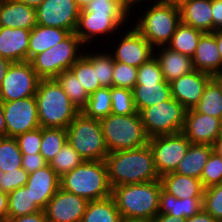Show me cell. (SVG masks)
<instances>
[{
	"label": "cell",
	"mask_w": 222,
	"mask_h": 222,
	"mask_svg": "<svg viewBox=\"0 0 222 222\" xmlns=\"http://www.w3.org/2000/svg\"><path fill=\"white\" fill-rule=\"evenodd\" d=\"M111 187L160 180L151 148L145 146L114 151L105 158Z\"/></svg>",
	"instance_id": "1"
},
{
	"label": "cell",
	"mask_w": 222,
	"mask_h": 222,
	"mask_svg": "<svg viewBox=\"0 0 222 222\" xmlns=\"http://www.w3.org/2000/svg\"><path fill=\"white\" fill-rule=\"evenodd\" d=\"M160 180L126 184L112 188L122 218L151 221L159 213Z\"/></svg>",
	"instance_id": "2"
},
{
	"label": "cell",
	"mask_w": 222,
	"mask_h": 222,
	"mask_svg": "<svg viewBox=\"0 0 222 222\" xmlns=\"http://www.w3.org/2000/svg\"><path fill=\"white\" fill-rule=\"evenodd\" d=\"M41 128H64L81 112L55 79H40L35 94Z\"/></svg>",
	"instance_id": "3"
},
{
	"label": "cell",
	"mask_w": 222,
	"mask_h": 222,
	"mask_svg": "<svg viewBox=\"0 0 222 222\" xmlns=\"http://www.w3.org/2000/svg\"><path fill=\"white\" fill-rule=\"evenodd\" d=\"M60 188L88 201L111 196L112 187L105 161H84L60 178Z\"/></svg>",
	"instance_id": "4"
},
{
	"label": "cell",
	"mask_w": 222,
	"mask_h": 222,
	"mask_svg": "<svg viewBox=\"0 0 222 222\" xmlns=\"http://www.w3.org/2000/svg\"><path fill=\"white\" fill-rule=\"evenodd\" d=\"M102 133L109 153L145 146L149 137L140 114H110L100 120Z\"/></svg>",
	"instance_id": "5"
},
{
	"label": "cell",
	"mask_w": 222,
	"mask_h": 222,
	"mask_svg": "<svg viewBox=\"0 0 222 222\" xmlns=\"http://www.w3.org/2000/svg\"><path fill=\"white\" fill-rule=\"evenodd\" d=\"M144 13L134 28L154 48L166 46L181 23L179 8L158 0Z\"/></svg>",
	"instance_id": "6"
},
{
	"label": "cell",
	"mask_w": 222,
	"mask_h": 222,
	"mask_svg": "<svg viewBox=\"0 0 222 222\" xmlns=\"http://www.w3.org/2000/svg\"><path fill=\"white\" fill-rule=\"evenodd\" d=\"M67 141L84 161H105L106 147L100 120L80 112L67 127Z\"/></svg>",
	"instance_id": "7"
},
{
	"label": "cell",
	"mask_w": 222,
	"mask_h": 222,
	"mask_svg": "<svg viewBox=\"0 0 222 222\" xmlns=\"http://www.w3.org/2000/svg\"><path fill=\"white\" fill-rule=\"evenodd\" d=\"M81 45L82 41L72 32L66 39L34 56L29 62L40 79H54L62 72L70 70L83 55L78 53Z\"/></svg>",
	"instance_id": "8"
},
{
	"label": "cell",
	"mask_w": 222,
	"mask_h": 222,
	"mask_svg": "<svg viewBox=\"0 0 222 222\" xmlns=\"http://www.w3.org/2000/svg\"><path fill=\"white\" fill-rule=\"evenodd\" d=\"M186 108L176 99L149 106L139 114L149 138L182 132Z\"/></svg>",
	"instance_id": "9"
},
{
	"label": "cell",
	"mask_w": 222,
	"mask_h": 222,
	"mask_svg": "<svg viewBox=\"0 0 222 222\" xmlns=\"http://www.w3.org/2000/svg\"><path fill=\"white\" fill-rule=\"evenodd\" d=\"M148 145L153 154L156 171L161 177L176 171L191 142L182 132H178L149 138Z\"/></svg>",
	"instance_id": "10"
},
{
	"label": "cell",
	"mask_w": 222,
	"mask_h": 222,
	"mask_svg": "<svg viewBox=\"0 0 222 222\" xmlns=\"http://www.w3.org/2000/svg\"><path fill=\"white\" fill-rule=\"evenodd\" d=\"M40 78L29 61L13 62L0 84L3 102L35 97Z\"/></svg>",
	"instance_id": "11"
},
{
	"label": "cell",
	"mask_w": 222,
	"mask_h": 222,
	"mask_svg": "<svg viewBox=\"0 0 222 222\" xmlns=\"http://www.w3.org/2000/svg\"><path fill=\"white\" fill-rule=\"evenodd\" d=\"M6 137L16 138L40 128L35 97L3 102Z\"/></svg>",
	"instance_id": "12"
},
{
	"label": "cell",
	"mask_w": 222,
	"mask_h": 222,
	"mask_svg": "<svg viewBox=\"0 0 222 222\" xmlns=\"http://www.w3.org/2000/svg\"><path fill=\"white\" fill-rule=\"evenodd\" d=\"M80 9L74 0H44L36 8L37 25L75 32Z\"/></svg>",
	"instance_id": "13"
},
{
	"label": "cell",
	"mask_w": 222,
	"mask_h": 222,
	"mask_svg": "<svg viewBox=\"0 0 222 222\" xmlns=\"http://www.w3.org/2000/svg\"><path fill=\"white\" fill-rule=\"evenodd\" d=\"M88 202L59 188L43 211L48 222H81Z\"/></svg>",
	"instance_id": "14"
},
{
	"label": "cell",
	"mask_w": 222,
	"mask_h": 222,
	"mask_svg": "<svg viewBox=\"0 0 222 222\" xmlns=\"http://www.w3.org/2000/svg\"><path fill=\"white\" fill-rule=\"evenodd\" d=\"M182 133L192 144L213 146L220 137V118L187 109Z\"/></svg>",
	"instance_id": "15"
},
{
	"label": "cell",
	"mask_w": 222,
	"mask_h": 222,
	"mask_svg": "<svg viewBox=\"0 0 222 222\" xmlns=\"http://www.w3.org/2000/svg\"><path fill=\"white\" fill-rule=\"evenodd\" d=\"M115 50L114 61L137 68L154 57V47L134 27L128 30Z\"/></svg>",
	"instance_id": "16"
},
{
	"label": "cell",
	"mask_w": 222,
	"mask_h": 222,
	"mask_svg": "<svg viewBox=\"0 0 222 222\" xmlns=\"http://www.w3.org/2000/svg\"><path fill=\"white\" fill-rule=\"evenodd\" d=\"M213 78L210 74L193 70L170 83L171 96L186 109L194 108L200 101L207 83Z\"/></svg>",
	"instance_id": "17"
},
{
	"label": "cell",
	"mask_w": 222,
	"mask_h": 222,
	"mask_svg": "<svg viewBox=\"0 0 222 222\" xmlns=\"http://www.w3.org/2000/svg\"><path fill=\"white\" fill-rule=\"evenodd\" d=\"M25 186L29 189L37 207L43 211L48 201L60 188V177L48 164L29 174Z\"/></svg>",
	"instance_id": "18"
},
{
	"label": "cell",
	"mask_w": 222,
	"mask_h": 222,
	"mask_svg": "<svg viewBox=\"0 0 222 222\" xmlns=\"http://www.w3.org/2000/svg\"><path fill=\"white\" fill-rule=\"evenodd\" d=\"M124 23L115 14H95L80 10L75 34L87 44L97 34H108Z\"/></svg>",
	"instance_id": "19"
},
{
	"label": "cell",
	"mask_w": 222,
	"mask_h": 222,
	"mask_svg": "<svg viewBox=\"0 0 222 222\" xmlns=\"http://www.w3.org/2000/svg\"><path fill=\"white\" fill-rule=\"evenodd\" d=\"M31 30L0 27V56L12 62L28 61Z\"/></svg>",
	"instance_id": "20"
},
{
	"label": "cell",
	"mask_w": 222,
	"mask_h": 222,
	"mask_svg": "<svg viewBox=\"0 0 222 222\" xmlns=\"http://www.w3.org/2000/svg\"><path fill=\"white\" fill-rule=\"evenodd\" d=\"M36 25V8L16 0H0V27L32 30Z\"/></svg>",
	"instance_id": "21"
},
{
	"label": "cell",
	"mask_w": 222,
	"mask_h": 222,
	"mask_svg": "<svg viewBox=\"0 0 222 222\" xmlns=\"http://www.w3.org/2000/svg\"><path fill=\"white\" fill-rule=\"evenodd\" d=\"M194 70L214 76L222 69L220 53L214 32L203 33L192 57Z\"/></svg>",
	"instance_id": "22"
},
{
	"label": "cell",
	"mask_w": 222,
	"mask_h": 222,
	"mask_svg": "<svg viewBox=\"0 0 222 222\" xmlns=\"http://www.w3.org/2000/svg\"><path fill=\"white\" fill-rule=\"evenodd\" d=\"M212 0H190L180 8L181 23L203 33L213 32Z\"/></svg>",
	"instance_id": "23"
},
{
	"label": "cell",
	"mask_w": 222,
	"mask_h": 222,
	"mask_svg": "<svg viewBox=\"0 0 222 222\" xmlns=\"http://www.w3.org/2000/svg\"><path fill=\"white\" fill-rule=\"evenodd\" d=\"M162 189L175 198L203 197L204 186L198 178L170 172L160 177Z\"/></svg>",
	"instance_id": "24"
},
{
	"label": "cell",
	"mask_w": 222,
	"mask_h": 222,
	"mask_svg": "<svg viewBox=\"0 0 222 222\" xmlns=\"http://www.w3.org/2000/svg\"><path fill=\"white\" fill-rule=\"evenodd\" d=\"M163 48H160L162 52L155 54V57L159 62L166 82L171 83L173 80L194 70L192 57L171 50L167 46H163Z\"/></svg>",
	"instance_id": "25"
},
{
	"label": "cell",
	"mask_w": 222,
	"mask_h": 222,
	"mask_svg": "<svg viewBox=\"0 0 222 222\" xmlns=\"http://www.w3.org/2000/svg\"><path fill=\"white\" fill-rule=\"evenodd\" d=\"M203 209V197L175 198L163 189L159 197V213L187 219Z\"/></svg>",
	"instance_id": "26"
},
{
	"label": "cell",
	"mask_w": 222,
	"mask_h": 222,
	"mask_svg": "<svg viewBox=\"0 0 222 222\" xmlns=\"http://www.w3.org/2000/svg\"><path fill=\"white\" fill-rule=\"evenodd\" d=\"M71 33L66 29L36 25L29 35L28 61L63 41Z\"/></svg>",
	"instance_id": "27"
},
{
	"label": "cell",
	"mask_w": 222,
	"mask_h": 222,
	"mask_svg": "<svg viewBox=\"0 0 222 222\" xmlns=\"http://www.w3.org/2000/svg\"><path fill=\"white\" fill-rule=\"evenodd\" d=\"M134 104L137 112L152 105L168 101L172 98L170 83L150 82L144 85H135L132 89Z\"/></svg>",
	"instance_id": "28"
},
{
	"label": "cell",
	"mask_w": 222,
	"mask_h": 222,
	"mask_svg": "<svg viewBox=\"0 0 222 222\" xmlns=\"http://www.w3.org/2000/svg\"><path fill=\"white\" fill-rule=\"evenodd\" d=\"M213 146L206 144H192L185 157L179 163L176 173L200 179L202 170L206 165Z\"/></svg>",
	"instance_id": "29"
},
{
	"label": "cell",
	"mask_w": 222,
	"mask_h": 222,
	"mask_svg": "<svg viewBox=\"0 0 222 222\" xmlns=\"http://www.w3.org/2000/svg\"><path fill=\"white\" fill-rule=\"evenodd\" d=\"M121 214L112 196L89 201L81 222H121Z\"/></svg>",
	"instance_id": "30"
},
{
	"label": "cell",
	"mask_w": 222,
	"mask_h": 222,
	"mask_svg": "<svg viewBox=\"0 0 222 222\" xmlns=\"http://www.w3.org/2000/svg\"><path fill=\"white\" fill-rule=\"evenodd\" d=\"M203 32L194 27L180 23L167 47L184 55L193 57Z\"/></svg>",
	"instance_id": "31"
},
{
	"label": "cell",
	"mask_w": 222,
	"mask_h": 222,
	"mask_svg": "<svg viewBox=\"0 0 222 222\" xmlns=\"http://www.w3.org/2000/svg\"><path fill=\"white\" fill-rule=\"evenodd\" d=\"M193 109L201 114L221 118L222 88L214 78L207 83L199 103Z\"/></svg>",
	"instance_id": "32"
},
{
	"label": "cell",
	"mask_w": 222,
	"mask_h": 222,
	"mask_svg": "<svg viewBox=\"0 0 222 222\" xmlns=\"http://www.w3.org/2000/svg\"><path fill=\"white\" fill-rule=\"evenodd\" d=\"M41 211L26 186L8 193V218L31 215Z\"/></svg>",
	"instance_id": "33"
},
{
	"label": "cell",
	"mask_w": 222,
	"mask_h": 222,
	"mask_svg": "<svg viewBox=\"0 0 222 222\" xmlns=\"http://www.w3.org/2000/svg\"><path fill=\"white\" fill-rule=\"evenodd\" d=\"M81 112L85 116L97 120H101L112 114V97L110 88H98L89 96L88 101Z\"/></svg>",
	"instance_id": "34"
},
{
	"label": "cell",
	"mask_w": 222,
	"mask_h": 222,
	"mask_svg": "<svg viewBox=\"0 0 222 222\" xmlns=\"http://www.w3.org/2000/svg\"><path fill=\"white\" fill-rule=\"evenodd\" d=\"M70 70L79 80L81 86L84 87L89 96L98 88H101L99 82H97L96 70L93 68V53H83Z\"/></svg>",
	"instance_id": "35"
},
{
	"label": "cell",
	"mask_w": 222,
	"mask_h": 222,
	"mask_svg": "<svg viewBox=\"0 0 222 222\" xmlns=\"http://www.w3.org/2000/svg\"><path fill=\"white\" fill-rule=\"evenodd\" d=\"M80 111L85 107L89 95L71 70H66L54 78Z\"/></svg>",
	"instance_id": "36"
},
{
	"label": "cell",
	"mask_w": 222,
	"mask_h": 222,
	"mask_svg": "<svg viewBox=\"0 0 222 222\" xmlns=\"http://www.w3.org/2000/svg\"><path fill=\"white\" fill-rule=\"evenodd\" d=\"M67 142V129L42 128L40 154L49 164Z\"/></svg>",
	"instance_id": "37"
},
{
	"label": "cell",
	"mask_w": 222,
	"mask_h": 222,
	"mask_svg": "<svg viewBox=\"0 0 222 222\" xmlns=\"http://www.w3.org/2000/svg\"><path fill=\"white\" fill-rule=\"evenodd\" d=\"M22 167V153L16 138H0V169L7 173Z\"/></svg>",
	"instance_id": "38"
},
{
	"label": "cell",
	"mask_w": 222,
	"mask_h": 222,
	"mask_svg": "<svg viewBox=\"0 0 222 222\" xmlns=\"http://www.w3.org/2000/svg\"><path fill=\"white\" fill-rule=\"evenodd\" d=\"M84 162L83 158L67 141L56 156L50 161V167L61 178Z\"/></svg>",
	"instance_id": "39"
},
{
	"label": "cell",
	"mask_w": 222,
	"mask_h": 222,
	"mask_svg": "<svg viewBox=\"0 0 222 222\" xmlns=\"http://www.w3.org/2000/svg\"><path fill=\"white\" fill-rule=\"evenodd\" d=\"M130 7L122 0H92L84 9L95 14H115L123 23L128 18Z\"/></svg>",
	"instance_id": "40"
},
{
	"label": "cell",
	"mask_w": 222,
	"mask_h": 222,
	"mask_svg": "<svg viewBox=\"0 0 222 222\" xmlns=\"http://www.w3.org/2000/svg\"><path fill=\"white\" fill-rule=\"evenodd\" d=\"M110 93L112 97V114L131 115L137 113L131 89L112 86Z\"/></svg>",
	"instance_id": "41"
},
{
	"label": "cell",
	"mask_w": 222,
	"mask_h": 222,
	"mask_svg": "<svg viewBox=\"0 0 222 222\" xmlns=\"http://www.w3.org/2000/svg\"><path fill=\"white\" fill-rule=\"evenodd\" d=\"M115 61L112 53L93 54V68L96 70L97 82L101 87L111 88L113 86V69Z\"/></svg>",
	"instance_id": "42"
},
{
	"label": "cell",
	"mask_w": 222,
	"mask_h": 222,
	"mask_svg": "<svg viewBox=\"0 0 222 222\" xmlns=\"http://www.w3.org/2000/svg\"><path fill=\"white\" fill-rule=\"evenodd\" d=\"M200 180L205 189L222 183V157L215 151L211 152L202 170Z\"/></svg>",
	"instance_id": "43"
},
{
	"label": "cell",
	"mask_w": 222,
	"mask_h": 222,
	"mask_svg": "<svg viewBox=\"0 0 222 222\" xmlns=\"http://www.w3.org/2000/svg\"><path fill=\"white\" fill-rule=\"evenodd\" d=\"M203 209L222 222V183L204 190Z\"/></svg>",
	"instance_id": "44"
},
{
	"label": "cell",
	"mask_w": 222,
	"mask_h": 222,
	"mask_svg": "<svg viewBox=\"0 0 222 222\" xmlns=\"http://www.w3.org/2000/svg\"><path fill=\"white\" fill-rule=\"evenodd\" d=\"M138 68L115 61L113 86L133 89L136 85Z\"/></svg>",
	"instance_id": "45"
},
{
	"label": "cell",
	"mask_w": 222,
	"mask_h": 222,
	"mask_svg": "<svg viewBox=\"0 0 222 222\" xmlns=\"http://www.w3.org/2000/svg\"><path fill=\"white\" fill-rule=\"evenodd\" d=\"M162 81H165L164 75L155 56L138 67L136 85Z\"/></svg>",
	"instance_id": "46"
},
{
	"label": "cell",
	"mask_w": 222,
	"mask_h": 222,
	"mask_svg": "<svg viewBox=\"0 0 222 222\" xmlns=\"http://www.w3.org/2000/svg\"><path fill=\"white\" fill-rule=\"evenodd\" d=\"M19 150L22 154H37L40 153L42 142V128L33 131L25 132L16 137Z\"/></svg>",
	"instance_id": "47"
},
{
	"label": "cell",
	"mask_w": 222,
	"mask_h": 222,
	"mask_svg": "<svg viewBox=\"0 0 222 222\" xmlns=\"http://www.w3.org/2000/svg\"><path fill=\"white\" fill-rule=\"evenodd\" d=\"M29 173L22 167L4 173L0 180V190L6 193L26 185Z\"/></svg>",
	"instance_id": "48"
},
{
	"label": "cell",
	"mask_w": 222,
	"mask_h": 222,
	"mask_svg": "<svg viewBox=\"0 0 222 222\" xmlns=\"http://www.w3.org/2000/svg\"><path fill=\"white\" fill-rule=\"evenodd\" d=\"M46 165H48V163L40 153L30 155L22 154V168H24L29 174Z\"/></svg>",
	"instance_id": "49"
},
{
	"label": "cell",
	"mask_w": 222,
	"mask_h": 222,
	"mask_svg": "<svg viewBox=\"0 0 222 222\" xmlns=\"http://www.w3.org/2000/svg\"><path fill=\"white\" fill-rule=\"evenodd\" d=\"M213 32L222 29V0H212Z\"/></svg>",
	"instance_id": "50"
},
{
	"label": "cell",
	"mask_w": 222,
	"mask_h": 222,
	"mask_svg": "<svg viewBox=\"0 0 222 222\" xmlns=\"http://www.w3.org/2000/svg\"><path fill=\"white\" fill-rule=\"evenodd\" d=\"M6 222H48L44 211H39L35 214L19 216L16 218H8Z\"/></svg>",
	"instance_id": "51"
},
{
	"label": "cell",
	"mask_w": 222,
	"mask_h": 222,
	"mask_svg": "<svg viewBox=\"0 0 222 222\" xmlns=\"http://www.w3.org/2000/svg\"><path fill=\"white\" fill-rule=\"evenodd\" d=\"M8 220V193L0 190V222Z\"/></svg>",
	"instance_id": "52"
},
{
	"label": "cell",
	"mask_w": 222,
	"mask_h": 222,
	"mask_svg": "<svg viewBox=\"0 0 222 222\" xmlns=\"http://www.w3.org/2000/svg\"><path fill=\"white\" fill-rule=\"evenodd\" d=\"M186 222H218L211 214L202 209L199 213L186 219Z\"/></svg>",
	"instance_id": "53"
},
{
	"label": "cell",
	"mask_w": 222,
	"mask_h": 222,
	"mask_svg": "<svg viewBox=\"0 0 222 222\" xmlns=\"http://www.w3.org/2000/svg\"><path fill=\"white\" fill-rule=\"evenodd\" d=\"M149 222H186V219L176 218L169 214H157L151 221Z\"/></svg>",
	"instance_id": "54"
},
{
	"label": "cell",
	"mask_w": 222,
	"mask_h": 222,
	"mask_svg": "<svg viewBox=\"0 0 222 222\" xmlns=\"http://www.w3.org/2000/svg\"><path fill=\"white\" fill-rule=\"evenodd\" d=\"M13 62L0 56V84L6 77L7 71Z\"/></svg>",
	"instance_id": "55"
},
{
	"label": "cell",
	"mask_w": 222,
	"mask_h": 222,
	"mask_svg": "<svg viewBox=\"0 0 222 222\" xmlns=\"http://www.w3.org/2000/svg\"><path fill=\"white\" fill-rule=\"evenodd\" d=\"M6 137V125L3 114V101L0 99V138Z\"/></svg>",
	"instance_id": "56"
},
{
	"label": "cell",
	"mask_w": 222,
	"mask_h": 222,
	"mask_svg": "<svg viewBox=\"0 0 222 222\" xmlns=\"http://www.w3.org/2000/svg\"><path fill=\"white\" fill-rule=\"evenodd\" d=\"M214 37L216 39V44L220 53L221 61H222V29H218L214 31Z\"/></svg>",
	"instance_id": "57"
},
{
	"label": "cell",
	"mask_w": 222,
	"mask_h": 222,
	"mask_svg": "<svg viewBox=\"0 0 222 222\" xmlns=\"http://www.w3.org/2000/svg\"><path fill=\"white\" fill-rule=\"evenodd\" d=\"M20 3H24L27 6L37 8L44 0H16Z\"/></svg>",
	"instance_id": "58"
},
{
	"label": "cell",
	"mask_w": 222,
	"mask_h": 222,
	"mask_svg": "<svg viewBox=\"0 0 222 222\" xmlns=\"http://www.w3.org/2000/svg\"><path fill=\"white\" fill-rule=\"evenodd\" d=\"M213 151L222 157V137H219L213 144Z\"/></svg>",
	"instance_id": "59"
},
{
	"label": "cell",
	"mask_w": 222,
	"mask_h": 222,
	"mask_svg": "<svg viewBox=\"0 0 222 222\" xmlns=\"http://www.w3.org/2000/svg\"><path fill=\"white\" fill-rule=\"evenodd\" d=\"M161 1L180 8L184 3L189 2L190 0H161Z\"/></svg>",
	"instance_id": "60"
},
{
	"label": "cell",
	"mask_w": 222,
	"mask_h": 222,
	"mask_svg": "<svg viewBox=\"0 0 222 222\" xmlns=\"http://www.w3.org/2000/svg\"><path fill=\"white\" fill-rule=\"evenodd\" d=\"M80 10H84L85 7L92 1V0H74Z\"/></svg>",
	"instance_id": "61"
},
{
	"label": "cell",
	"mask_w": 222,
	"mask_h": 222,
	"mask_svg": "<svg viewBox=\"0 0 222 222\" xmlns=\"http://www.w3.org/2000/svg\"><path fill=\"white\" fill-rule=\"evenodd\" d=\"M213 78L215 79V81L220 85V87L222 88V69L217 72Z\"/></svg>",
	"instance_id": "62"
},
{
	"label": "cell",
	"mask_w": 222,
	"mask_h": 222,
	"mask_svg": "<svg viewBox=\"0 0 222 222\" xmlns=\"http://www.w3.org/2000/svg\"><path fill=\"white\" fill-rule=\"evenodd\" d=\"M121 222H149V221H146V220H137V219H125V218H122V219H121Z\"/></svg>",
	"instance_id": "63"
},
{
	"label": "cell",
	"mask_w": 222,
	"mask_h": 222,
	"mask_svg": "<svg viewBox=\"0 0 222 222\" xmlns=\"http://www.w3.org/2000/svg\"><path fill=\"white\" fill-rule=\"evenodd\" d=\"M124 3H126L130 8L133 6L134 3H139V0H122Z\"/></svg>",
	"instance_id": "64"
},
{
	"label": "cell",
	"mask_w": 222,
	"mask_h": 222,
	"mask_svg": "<svg viewBox=\"0 0 222 222\" xmlns=\"http://www.w3.org/2000/svg\"><path fill=\"white\" fill-rule=\"evenodd\" d=\"M220 137H222V116L220 118Z\"/></svg>",
	"instance_id": "65"
},
{
	"label": "cell",
	"mask_w": 222,
	"mask_h": 222,
	"mask_svg": "<svg viewBox=\"0 0 222 222\" xmlns=\"http://www.w3.org/2000/svg\"><path fill=\"white\" fill-rule=\"evenodd\" d=\"M3 174H4V172L0 169V180H1L2 176H3Z\"/></svg>",
	"instance_id": "66"
}]
</instances>
